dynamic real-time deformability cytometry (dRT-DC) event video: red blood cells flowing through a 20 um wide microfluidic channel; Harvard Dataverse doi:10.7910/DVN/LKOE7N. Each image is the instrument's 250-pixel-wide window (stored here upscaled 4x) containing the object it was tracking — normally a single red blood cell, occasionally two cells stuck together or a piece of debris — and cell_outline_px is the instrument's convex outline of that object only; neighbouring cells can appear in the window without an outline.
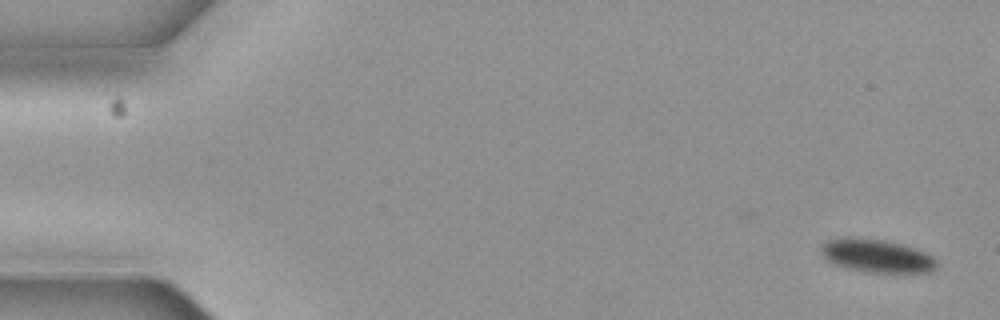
{"species": "common noctule bat (a hibernating species)", "species_latin": "Nyctalus noctula", "temperature_condition": "cold", "stored_images_in_passage": 11, "camera_frame_rate_fps": 3000, "um_per_image_px": 0.085, "animal": {"sex": "female", "body_mass_g": 19.3, "forearm_length_mm": 54.1}, "frame": {"image": 1, "passage_image": 1, "time_ms": 0.0, "image_size_px": [1000, 320], "cell_outline_px": [[936, 268], [932, 272], [864, 272], [848, 268], [836, 264], [828, 260], [820, 252], [820, 248], [828, 240], [880, 240], [900, 244], [924, 252], [932, 256], [936, 260]], "centroid_in_image_um": [74.58, 21.8], "position_along_channel_um": 10.4, "area_um2": 21.27}}
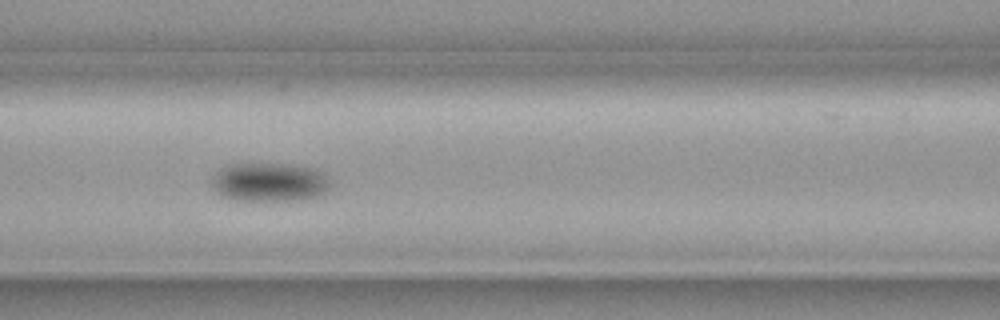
{"frame": {"image": 2, "passage_image": 7, "time_ms": 2.0, "image_size_px": [1000, 320], "cell_outline_px": [[332, 184], [324, 192], [316, 196], [304, 200], [232, 200], [224, 196], [212, 184], [212, 176], [220, 168], [228, 164], [288, 164], [316, 168], [324, 172], [328, 176]], "centroid_in_image_um": [22.96, 15.47], "position_along_channel_um": 143.6, "area_um2": 26.93}}
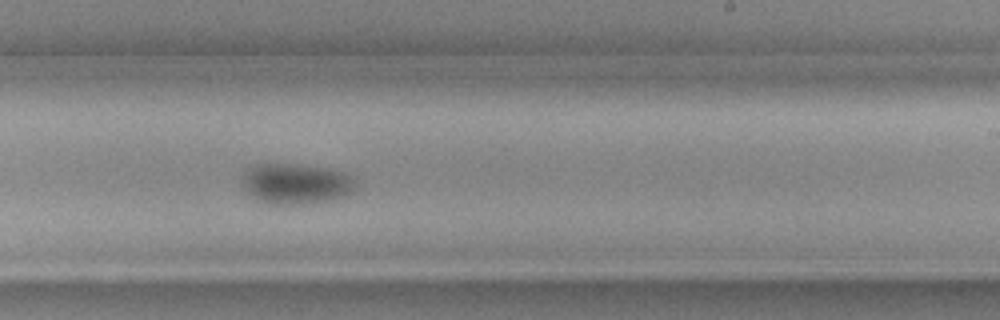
{"frame": {"image": 3, "passage_image": 10, "time_ms": 3.0, "image_size_px": [1000, 320], "cell_outline_px": [[356, 188], [344, 196], [328, 200], [304, 204], [268, 204], [256, 200], [244, 188], [240, 180], [252, 168], [260, 164], [292, 164], [324, 168], [344, 172], [356, 180]], "centroid_in_image_um": [25.17, 15.63], "position_along_channel_um": 263.8, "area_um2": 26.47}}